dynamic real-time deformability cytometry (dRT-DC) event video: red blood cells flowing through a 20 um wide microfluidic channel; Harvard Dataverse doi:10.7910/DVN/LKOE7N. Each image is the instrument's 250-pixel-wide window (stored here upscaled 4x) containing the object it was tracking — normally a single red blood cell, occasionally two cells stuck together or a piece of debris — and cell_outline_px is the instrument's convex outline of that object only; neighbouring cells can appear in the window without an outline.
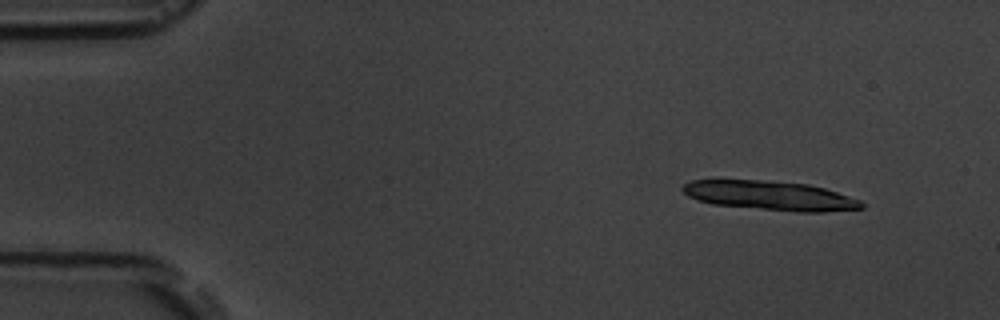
{"species": "common noctule bat (a hibernating species)", "species_latin": "Nyctalus noctula", "temperature_condition": "room temperature", "stored_images_in_passage": 5, "camera_frame_rate_fps": 3000, "um_per_image_px": 0.085, "animal": {"sex": "male", "body_mass_g": 19.5, "forearm_length_mm": 54.6}, "frame": {"image": 1, "passage_image": 1, "time_ms": 0.0, "image_size_px": [1000, 320], "cell_outline_px": [[864, 208], [824, 212], [800, 212], [712, 204], [688, 196], [680, 188], [684, 184], [692, 180], [760, 180], [808, 184], [824, 188], [860, 200], [864, 204]], "centroid_in_image_um": [65.47, 16.63], "position_along_channel_um": 19.5, "area_um2": 30.23}}